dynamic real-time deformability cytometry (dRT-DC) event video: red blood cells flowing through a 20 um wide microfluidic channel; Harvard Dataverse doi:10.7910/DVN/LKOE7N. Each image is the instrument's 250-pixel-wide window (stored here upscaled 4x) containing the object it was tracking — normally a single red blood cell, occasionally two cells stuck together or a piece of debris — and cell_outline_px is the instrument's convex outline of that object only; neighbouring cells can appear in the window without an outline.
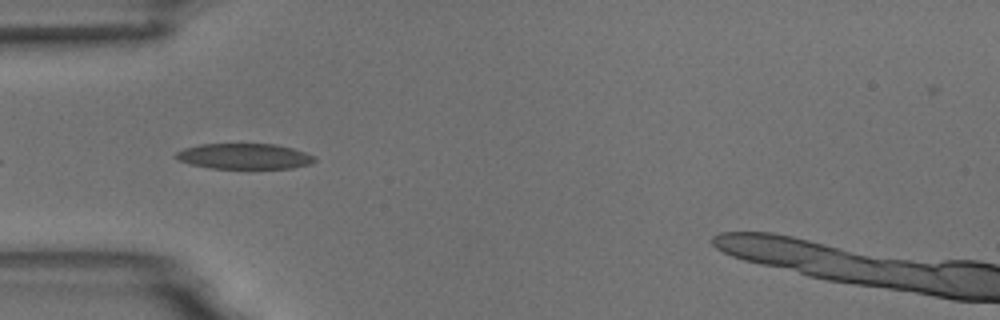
{"species": "common noctule bat (a hibernating species)", "species_latin": "Nyctalus noctula", "temperature_condition": "room temperature", "stored_images_in_passage": 6, "camera_frame_rate_fps": 3000, "um_per_image_px": 0.085, "animal": {"sex": "male", "body_mass_g": 18.8}, "frame": {"image": 1, "passage_image": 5, "time_ms": 4.667, "image_size_px": [1000, 320], "cell_outline_px": [[316, 160], [308, 164], [292, 168], [212, 168], [192, 164], [176, 160], [172, 156], [176, 152], [184, 148], [200, 144], [276, 144], [292, 148], [316, 156]], "centroid_in_image_um": [20.73, 13.28], "position_along_channel_um": 64.3, "area_um2": 20.63}}